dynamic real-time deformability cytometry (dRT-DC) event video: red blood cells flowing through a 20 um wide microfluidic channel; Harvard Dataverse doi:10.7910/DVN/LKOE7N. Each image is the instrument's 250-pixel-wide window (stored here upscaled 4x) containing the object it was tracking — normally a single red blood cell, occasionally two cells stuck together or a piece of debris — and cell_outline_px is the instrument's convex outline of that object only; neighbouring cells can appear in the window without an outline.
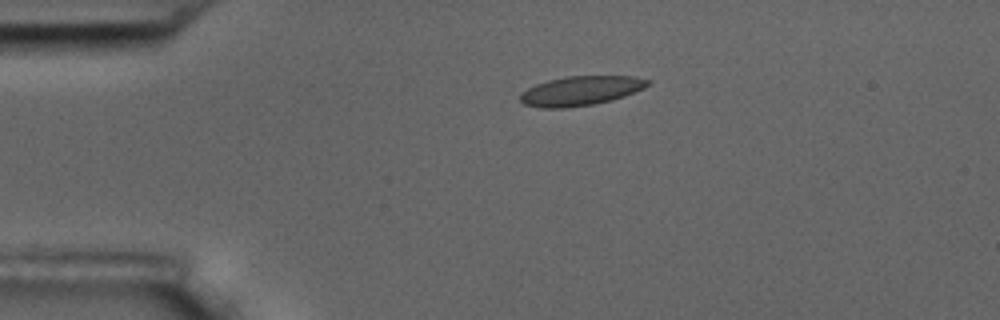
{"species": "common noctule bat (a hibernating species)", "species_latin": "Nyctalus noctula", "temperature_condition": "room temperature", "stored_images_in_passage": 5, "camera_frame_rate_fps": 3000, "um_per_image_px": 0.085, "animal": {"sex": "male", "body_mass_g": 17.5, "forearm_length_mm": 52.3}, "frame": {"image": 1, "passage_image": 4, "time_ms": 3.667, "image_size_px": [1000, 320], "cell_outline_px": [[652, 80], [644, 88], [624, 96], [612, 100], [592, 104], [564, 108], [540, 108], [524, 104], [520, 100], [520, 96], [528, 88], [536, 84], [548, 80], [564, 76], [636, 76]], "centroid_in_image_um": [49.38, 7.71], "position_along_channel_um": 35.6, "area_um2": 21.79}}